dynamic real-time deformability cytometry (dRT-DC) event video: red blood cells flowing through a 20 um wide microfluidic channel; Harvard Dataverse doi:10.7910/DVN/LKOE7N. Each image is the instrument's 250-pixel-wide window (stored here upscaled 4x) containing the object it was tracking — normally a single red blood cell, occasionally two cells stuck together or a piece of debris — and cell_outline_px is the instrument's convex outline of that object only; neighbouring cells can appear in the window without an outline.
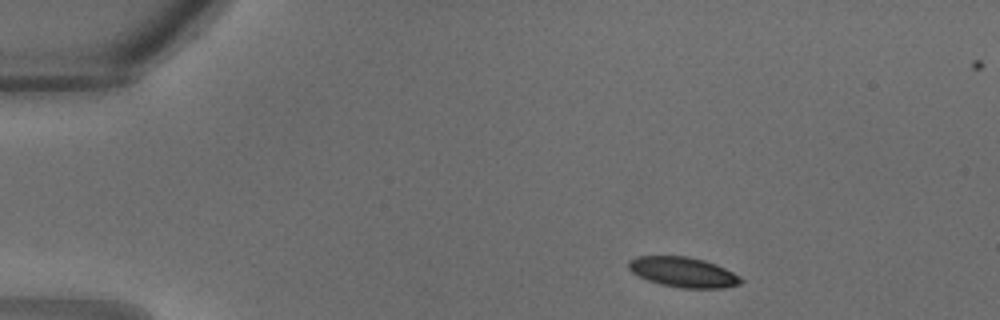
{"species": "common noctule bat (a hibernating species)", "species_latin": "Nyctalus noctula", "temperature_condition": "warm", "stored_images_in_passage": 10, "camera_frame_rate_fps": 3000, "um_per_image_px": 0.085, "animal": {"sex": "male", "body_mass_g": 18.8}, "frame": {"image": 1, "passage_image": 1, "time_ms": 0.0, "image_size_px": [1000, 320], "cell_outline_px": [[744, 280], [740, 284], [724, 288], [684, 288], [660, 284], [648, 280], [632, 272], [628, 268], [628, 260], [636, 256], [688, 256], [704, 260], [716, 264], [740, 276]], "centroid_in_image_um": [58.07, 23.12], "position_along_channel_um": 26.9, "area_um2": 19.71}}
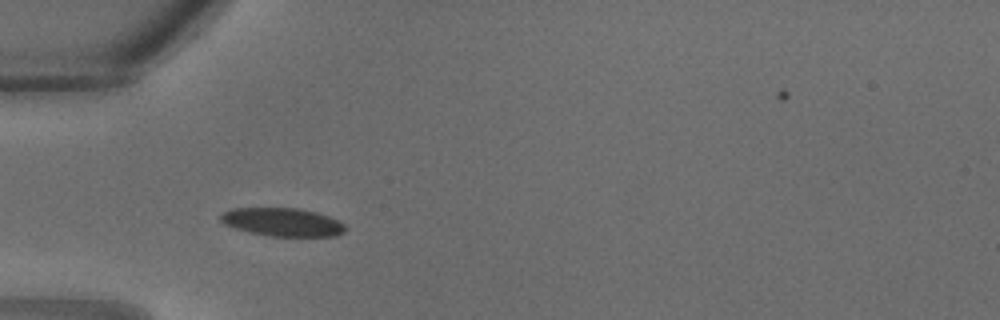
{"frame": {"image": 2, "passage_image": 6, "time_ms": 1.667, "image_size_px": [1000, 320], "cell_outline_px": [[348, 228], [344, 232], [336, 236], [272, 236], [248, 232], [224, 224], [220, 220], [220, 212], [232, 208], [296, 208], [316, 212], [328, 216], [344, 224]], "centroid_in_image_um": [23.99, 18.87], "position_along_channel_um": 61.0, "area_um2": 20.58}}
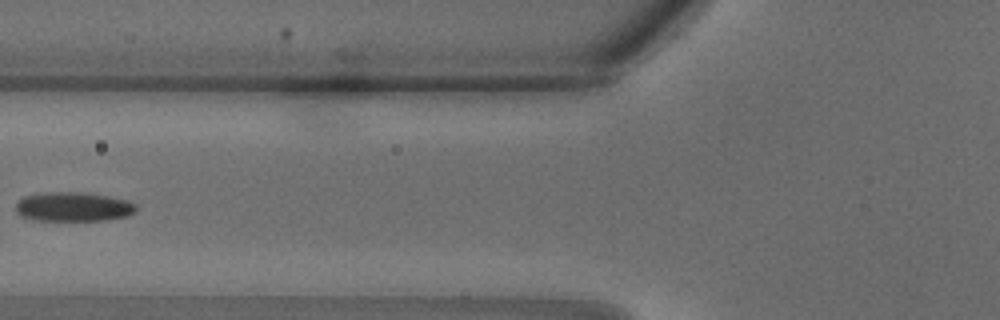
{"frame": {"image": 3, "passage_image": 9, "time_ms": 2.667, "image_size_px": [1000, 320], "cell_outline_px": [[140, 208], [136, 212], [128, 216], [108, 220], [32, 220], [20, 216], [16, 212], [16, 204], [24, 196], [48, 192], [80, 192], [108, 196], [128, 200], [136, 204]], "centroid_in_image_um": [6.28, 17.58], "position_along_channel_um": 119.5, "area_um2": 20.75}}